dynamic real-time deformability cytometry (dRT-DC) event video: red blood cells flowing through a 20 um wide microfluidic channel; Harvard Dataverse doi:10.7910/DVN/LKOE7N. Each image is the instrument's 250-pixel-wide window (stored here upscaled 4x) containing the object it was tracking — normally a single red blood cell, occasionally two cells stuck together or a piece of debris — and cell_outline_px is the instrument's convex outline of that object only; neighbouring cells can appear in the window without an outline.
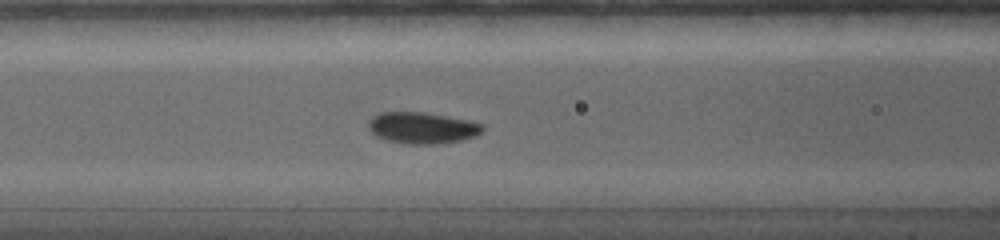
{"species": "common noctule bat (a hibernating species)", "species_latin": "Nyctalus noctula", "temperature_condition": "warm", "stored_images_in_passage": 22, "camera_frame_rate_fps": 5000, "um_per_image_px": 0.085, "animal": {"sex": "female", "body_mass_g": 19.0, "forearm_length_mm": 56.7}, "frame": {"image": 1, "passage_image": 8, "time_ms": 4.6, "image_size_px": [1000, 240], "cell_outline_px": [[484, 128], [476, 136], [460, 140], [436, 144], [404, 144], [388, 140], [376, 136], [368, 128], [368, 120], [372, 116], [380, 112], [424, 112], [448, 116], [468, 120], [484, 124]], "centroid_in_image_um": [35.87, 10.86], "position_along_channel_um": 130.7, "area_um2": 20.98}}
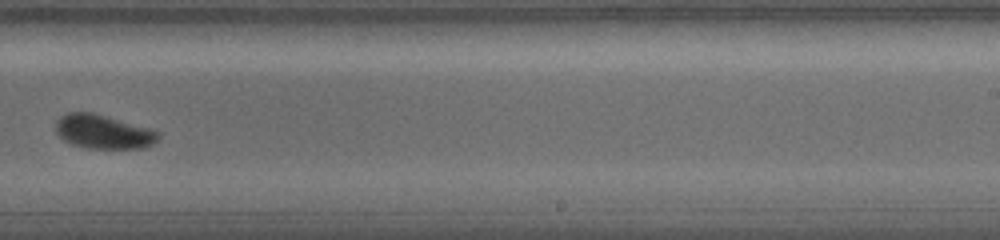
{"frame": {"image": 2, "passage_image": 14, "time_ms": 8.6, "image_size_px": [1000, 240], "cell_outline_px": [[160, 136], [152, 144], [144, 148], [80, 148], [68, 144], [56, 132], [56, 124], [64, 116], [72, 112], [84, 112], [148, 128], [160, 132]], "centroid_in_image_um": [8.77, 11.25], "position_along_channel_um": 280.2, "area_um2": 19.59}}
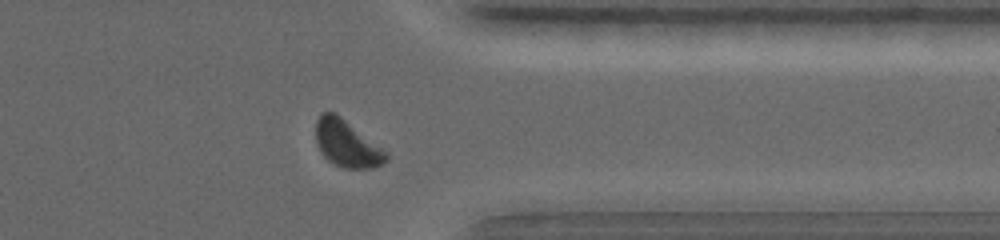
{"frame": {"image": 3, "passage_image": 19, "time_ms": 11.4, "image_size_px": [1000, 240], "cell_outline_px": [[388, 160], [384, 164], [372, 168], [344, 168], [328, 160], [320, 152], [316, 144], [316, 120], [324, 112], [332, 112], [388, 152]], "centroid_in_image_um": [29.49, 12.26], "position_along_channel_um": 381.9, "area_um2": 18.73}, "authors_computed_cell_mechanics": {"area_um2": 19.652, "velocity_mm_per_s": 3.7482, "shape_relaxation_time_tau1_ms": 3.1384, "shape_relaxation_time_tau2_ms": null, "deformation_change_tau1": 0.1003, "deformation_change_tau2": null}}